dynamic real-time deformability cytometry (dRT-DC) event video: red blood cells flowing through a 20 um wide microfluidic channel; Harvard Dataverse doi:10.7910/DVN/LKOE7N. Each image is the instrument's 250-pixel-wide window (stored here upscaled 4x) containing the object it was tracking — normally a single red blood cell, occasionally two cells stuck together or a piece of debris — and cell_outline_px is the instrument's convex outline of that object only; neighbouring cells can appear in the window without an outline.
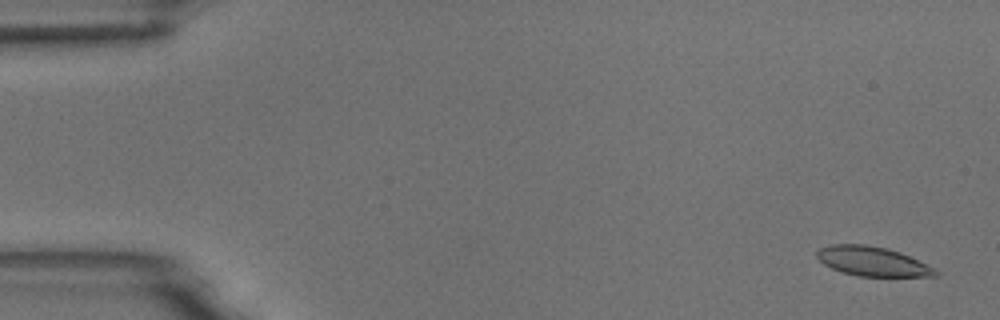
{"species": "common noctule bat (a hibernating species)", "species_latin": "Nyctalus noctula", "temperature_condition": "room temperature", "stored_images_in_passage": 17, "camera_frame_rate_fps": 3000, "um_per_image_px": 0.085, "animal": {"sex": "male", "body_mass_g": 18.8}, "frame": {"image": 1, "passage_image": 3, "time_ms": 0.667, "image_size_px": [1000, 320], "cell_outline_px": [[940, 276], [860, 276], [844, 272], [832, 268], [824, 264], [816, 256], [816, 252], [820, 248], [832, 244], [864, 244], [888, 248], [900, 252], [936, 268], [940, 272]], "centroid_in_image_um": [74.2, 22.21], "position_along_channel_um": 10.8, "area_um2": 20.29}}
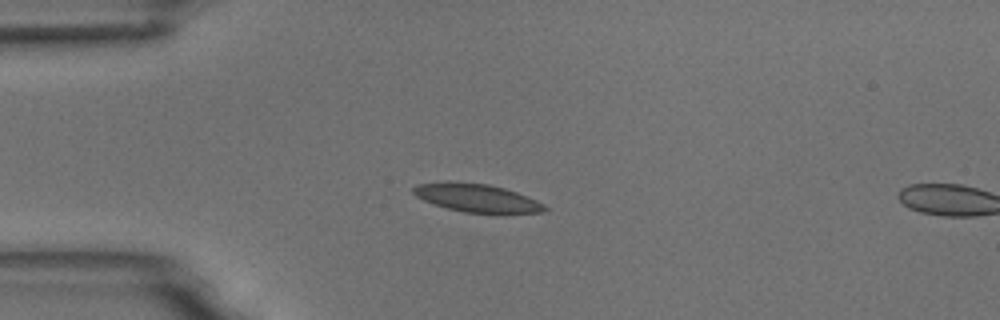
{"frame": {"image": 2, "passage_image": 15, "time_ms": 4.667, "image_size_px": [1000, 320], "cell_outline_px": [[548, 208], [544, 212], [504, 216], [500, 216], [464, 212], [448, 208], [424, 200], [416, 196], [412, 192], [412, 188], [416, 184], [444, 180], [448, 180], [488, 184], [504, 188], [516, 192], [536, 200], [544, 204]], "centroid_in_image_um": [40.58, 16.85], "position_along_channel_um": 44.4, "area_um2": 22.6}}